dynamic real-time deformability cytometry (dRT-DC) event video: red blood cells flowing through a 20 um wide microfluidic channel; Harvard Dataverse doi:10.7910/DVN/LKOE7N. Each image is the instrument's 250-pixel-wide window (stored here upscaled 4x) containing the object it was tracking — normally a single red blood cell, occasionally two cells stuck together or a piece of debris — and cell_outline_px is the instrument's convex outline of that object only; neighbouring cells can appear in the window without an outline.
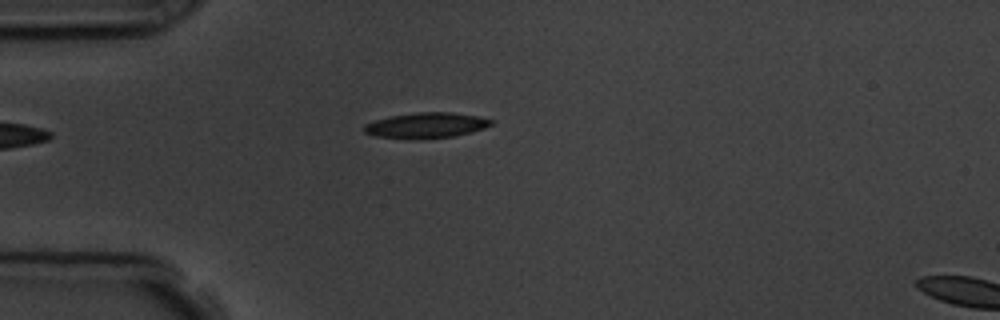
{"species": "common noctule bat (a hibernating species)", "species_latin": "Nyctalus noctula", "temperature_condition": "room temperature", "stored_images_in_passage": 5, "camera_frame_rate_fps": 3000, "um_per_image_px": 0.085, "animal": {"sex": "male", "body_mass_g": 19.5, "forearm_length_mm": 54.6}, "frame": {"image": 1, "passage_image": 5, "time_ms": 4.667, "image_size_px": [1000, 320], "cell_outline_px": [[496, 120], [492, 124], [484, 128], [472, 132], [452, 136], [420, 140], [408, 140], [376, 136], [364, 132], [364, 124], [376, 120], [392, 116], [420, 112], [452, 112], [480, 116]], "centroid_in_image_um": [36.26, 10.67], "position_along_channel_um": 48.7, "area_um2": 19.13}}